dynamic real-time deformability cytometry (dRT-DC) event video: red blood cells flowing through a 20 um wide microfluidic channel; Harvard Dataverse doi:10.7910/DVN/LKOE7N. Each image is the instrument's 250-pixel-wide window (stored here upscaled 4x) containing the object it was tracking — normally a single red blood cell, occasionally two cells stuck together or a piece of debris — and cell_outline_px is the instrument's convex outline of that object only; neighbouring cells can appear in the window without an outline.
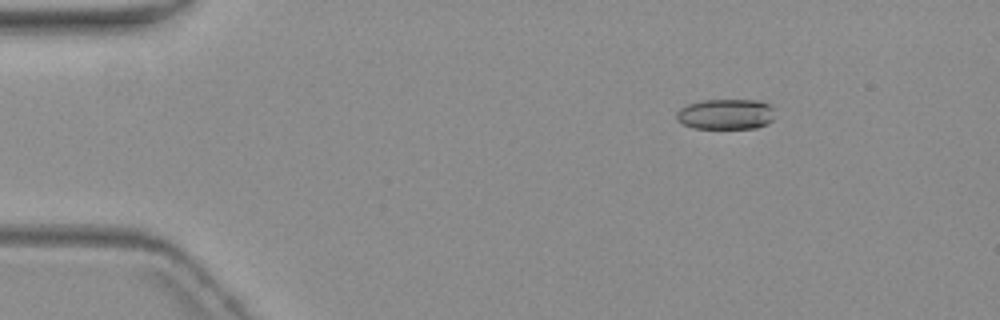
{"species": "common noctule bat (a hibernating species)", "species_latin": "Nyctalus noctula", "temperature_condition": "warm", "stored_images_in_passage": 3, "camera_frame_rate_fps": 3000, "um_per_image_px": 0.085, "animal": {"sex": "female", "body_mass_g": 19.3, "forearm_length_mm": 54.1}, "frame": {"image": 1, "passage_image": 1, "time_ms": 0.0, "image_size_px": [1000, 320], "cell_outline_px": [[772, 120], [768, 124], [756, 128], [692, 128], [676, 120], [676, 112], [680, 108], [688, 104], [700, 100], [756, 100], [768, 104], [772, 108]], "centroid_in_image_um": [61.65, 9.71], "position_along_channel_um": 23.3, "area_um2": 17.46}}
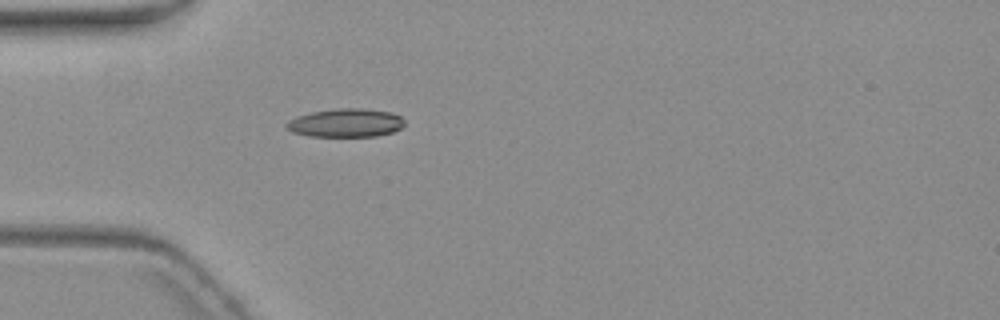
{"frame": {"image": 2, "passage_image": 3, "time_ms": 3.0, "image_size_px": [1000, 320], "cell_outline_px": [[404, 124], [400, 128], [392, 132], [376, 136], [308, 136], [292, 132], [284, 124], [288, 120], [296, 116], [312, 112], [340, 108], [360, 108], [392, 112], [400, 116], [404, 120]], "centroid_in_image_um": [29.38, 10.44], "position_along_channel_um": 55.6, "area_um2": 19.54}}